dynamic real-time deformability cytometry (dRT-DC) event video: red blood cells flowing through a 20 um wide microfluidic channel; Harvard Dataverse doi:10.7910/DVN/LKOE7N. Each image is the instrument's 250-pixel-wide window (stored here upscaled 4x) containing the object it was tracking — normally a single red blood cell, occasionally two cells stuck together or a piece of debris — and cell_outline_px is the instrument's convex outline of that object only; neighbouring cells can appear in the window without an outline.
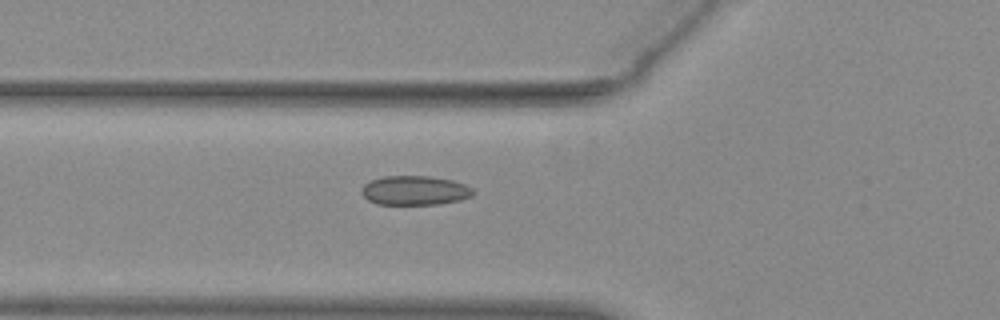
{"species": "common noctule bat (a hibernating species)", "species_latin": "Nyctalus noctula", "temperature_condition": "warm", "stored_images_in_passage": 33, "camera_frame_rate_fps": 3000, "um_per_image_px": 0.085, "animal": {"sex": "female", "body_mass_g": 29.2, "forearm_length_mm": 56.3}, "frame": {"image": 1, "passage_image": 2, "time_ms": 0.333, "image_size_px": [1000, 320], "cell_outline_px": [[476, 192], [472, 196], [460, 200], [440, 204], [376, 204], [368, 200], [360, 192], [360, 188], [364, 184], [372, 180], [384, 176], [428, 176], [452, 180], [464, 184], [472, 188]], "centroid_in_image_um": [35.25, 16.19], "position_along_channel_um": 90.5, "area_um2": 19.13}}
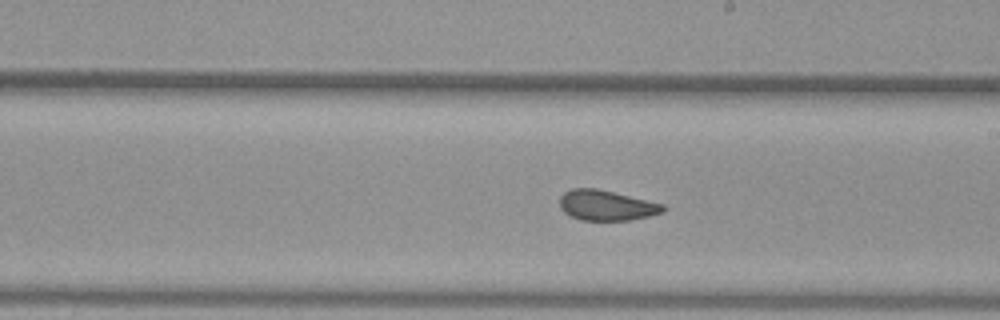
{"frame": {"image": 2, "passage_image": 10, "time_ms": 3.0, "image_size_px": [1000, 320], "cell_outline_px": [[664, 212], [648, 216], [628, 220], [580, 220], [564, 212], [560, 208], [560, 196], [564, 192], [572, 188], [596, 188], [664, 204]], "centroid_in_image_um": [51.52, 17.45], "position_along_channel_um": 237.5, "area_um2": 18.09}}
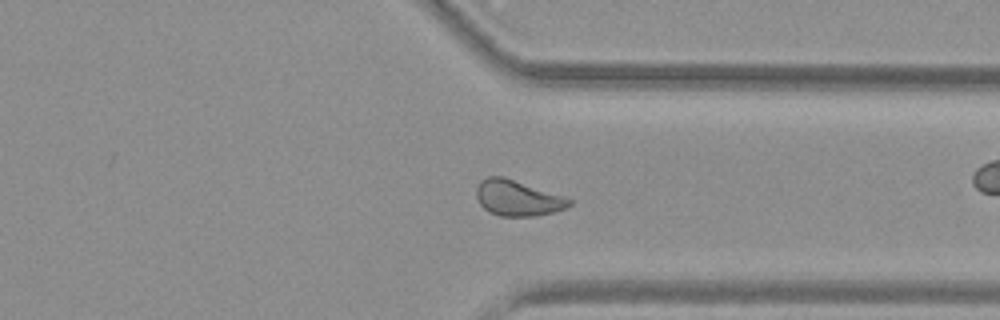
{"frame": {"image": 3, "passage_image": 20, "time_ms": 6.333, "image_size_px": [1000, 320], "cell_outline_px": [[572, 204], [564, 208], [552, 212], [536, 216], [500, 216], [488, 212], [480, 204], [476, 196], [476, 188], [480, 180], [488, 176], [504, 176], [564, 196], [572, 200]], "centroid_in_image_um": [43.97, 16.82], "position_along_channel_um": 367.4, "area_um2": 19.36}}